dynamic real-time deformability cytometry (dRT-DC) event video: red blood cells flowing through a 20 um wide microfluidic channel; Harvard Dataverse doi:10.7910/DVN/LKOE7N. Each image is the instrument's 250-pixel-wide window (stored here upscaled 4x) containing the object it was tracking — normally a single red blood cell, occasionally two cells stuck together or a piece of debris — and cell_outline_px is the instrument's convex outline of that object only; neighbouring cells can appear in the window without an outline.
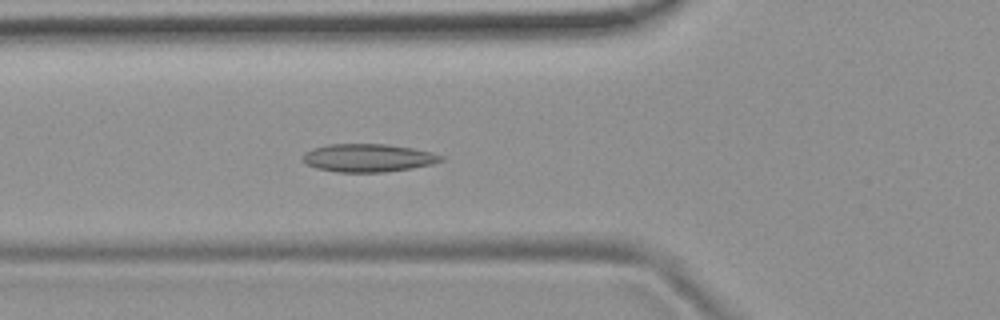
{"species": "common noctule bat (a hibernating species)", "species_latin": "Nyctalus noctula", "temperature_condition": "room temperature", "stored_images_in_passage": 55, "camera_frame_rate_fps": 3000, "um_per_image_px": 0.085, "animal": {"sex": "female", "body_mass_g": 19.9}, "frame": {"image": 1, "passage_image": 20, "time_ms": 6.333, "image_size_px": [1000, 320], "cell_outline_px": [[444, 160], [432, 164], [412, 168], [384, 172], [336, 172], [316, 168], [304, 164], [304, 152], [312, 148], [328, 144], [388, 144], [412, 148], [432, 152], [444, 156]], "centroid_in_image_um": [31.29, 13.42], "position_along_channel_um": 94.5, "area_um2": 22.72}}
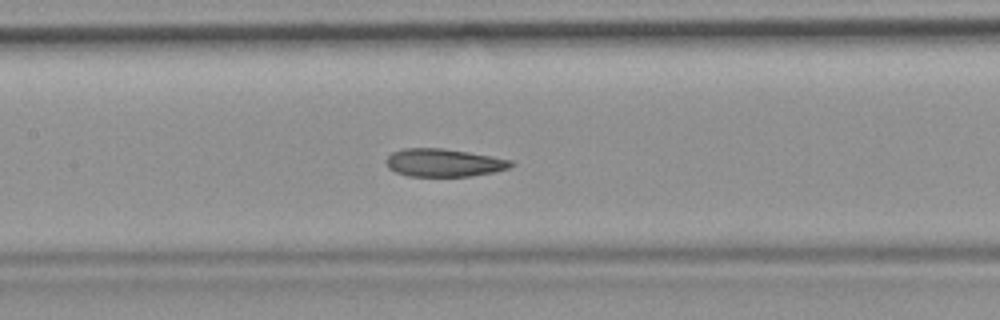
{"frame": {"image": 2, "passage_image": 26, "time_ms": 8.333, "image_size_px": [1000, 320], "cell_outline_px": [[516, 164], [508, 168], [496, 172], [472, 176], [408, 176], [396, 172], [388, 168], [384, 160], [392, 152], [404, 148], [444, 148], [492, 156], [512, 160]], "centroid_in_image_um": [37.73, 13.83], "position_along_channel_um": 169.7, "area_um2": 20.52}}
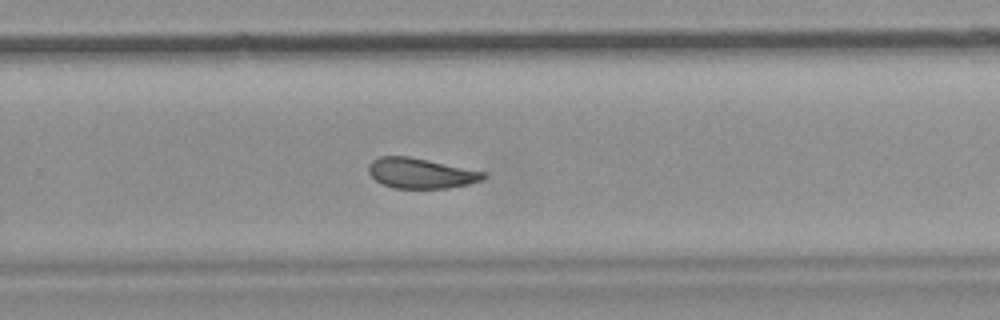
{"frame": {"image": 3, "passage_image": 36, "time_ms": 11.667, "image_size_px": [1000, 320], "cell_outline_px": [[488, 176], [480, 180], [468, 184], [448, 188], [392, 188], [376, 180], [368, 172], [368, 164], [372, 160], [380, 156], [408, 156], [488, 172]], "centroid_in_image_um": [35.78, 14.72], "position_along_channel_um": 294.0, "area_um2": 20.29}, "authors_computed_cell_mechanics": {"area_um2": 21.7328, "velocity_mm_per_s": 3.7539, "shape_relaxation_time_tau1_ms": 7.8285, "shape_relaxation_time_tau2_ms": 3.2089, "deformation_change_tau1": 0.1394, "deformation_change_tau2": 0.0731}}